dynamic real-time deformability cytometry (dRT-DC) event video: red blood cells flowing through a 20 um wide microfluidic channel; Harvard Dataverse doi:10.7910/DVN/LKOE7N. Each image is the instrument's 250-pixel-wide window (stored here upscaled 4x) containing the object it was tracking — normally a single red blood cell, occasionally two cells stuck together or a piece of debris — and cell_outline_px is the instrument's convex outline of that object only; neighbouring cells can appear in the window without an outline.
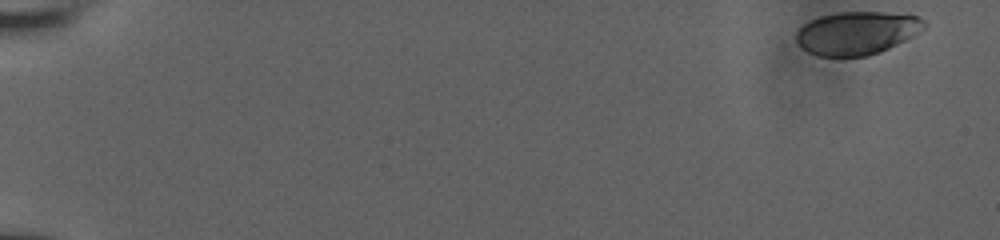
{"species": "human", "species_latin": "Homo sapiens", "temperature_condition": "room temperature", "stored_images_in_passage": 29, "camera_frame_rate_fps": 3000, "um_per_image_px": 0.085, "donor": {"sex": "male"}, "frame": {"image": 1, "passage_image": 1, "time_ms": 0.0, "image_size_px": [1000, 240], "cell_outline_px": [[928, 24], [924, 28], [912, 36], [880, 52], [868, 56], [820, 56], [808, 52], [796, 40], [796, 32], [808, 20], [820, 16], [840, 12], [884, 12], [920, 16]], "centroid_in_image_um": [72.84, 2.79], "position_along_channel_um": 12.2, "area_um2": 32.02}}
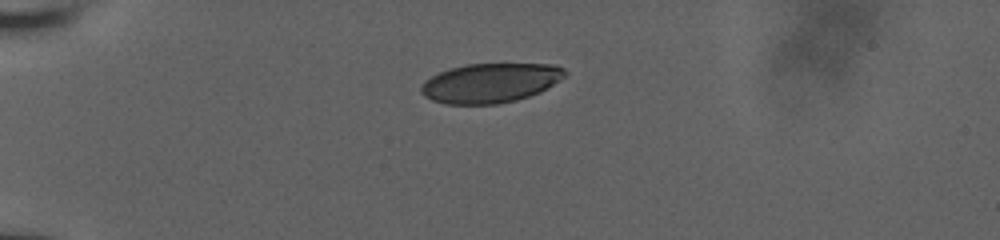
{"frame": {"image": 2, "passage_image": 23, "time_ms": 4.667, "image_size_px": [1000, 240], "cell_outline_px": [[568, 72], [560, 80], [540, 92], [516, 100], [496, 104], [444, 104], [432, 100], [424, 96], [420, 92], [420, 88], [424, 80], [440, 72], [452, 68], [468, 64], [556, 64], [564, 68]], "centroid_in_image_um": [41.68, 7.05], "position_along_channel_um": 43.3, "area_um2": 33.06}}
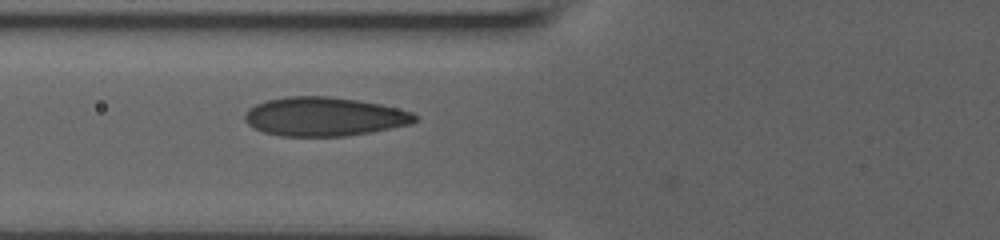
{"frame": {"image": 3, "passage_image": 29, "time_ms": 7.333, "image_size_px": [1000, 240], "cell_outline_px": [[420, 120], [412, 124], [368, 132], [344, 136], [280, 136], [264, 132], [248, 124], [244, 120], [244, 112], [248, 108], [256, 104], [268, 100], [288, 96], [328, 96], [356, 100], [380, 104], [412, 112]], "centroid_in_image_um": [27.55, 9.91], "position_along_channel_um": 98.3, "area_um2": 38.44}}